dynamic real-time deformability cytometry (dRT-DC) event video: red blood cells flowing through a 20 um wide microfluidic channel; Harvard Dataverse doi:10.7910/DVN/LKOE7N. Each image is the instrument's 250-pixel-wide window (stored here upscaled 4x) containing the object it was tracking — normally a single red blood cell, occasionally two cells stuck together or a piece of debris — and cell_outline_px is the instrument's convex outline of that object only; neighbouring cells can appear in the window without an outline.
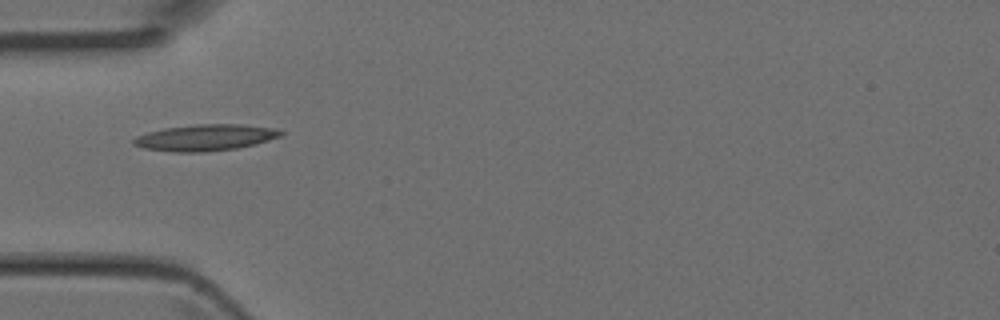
{"species": "Egyptian fruit bat (a non-hibernating species)", "species_latin": "Rousettus aegyptiacus", "temperature_condition": "room temperature", "stored_images_in_passage": 5, "camera_frame_rate_fps": 3000, "um_per_image_px": 0.085, "animal": {"sex": "female"}, "frame": {"image": 1, "passage_image": 5, "time_ms": 1.333, "image_size_px": [1000, 320], "cell_outline_px": [[284, 132], [280, 136], [256, 144], [236, 148], [204, 152], [176, 152], [144, 148], [132, 144], [132, 140], [136, 136], [148, 132], [164, 128], [196, 124], [240, 124], [276, 128]], "centroid_in_image_um": [17.45, 11.69], "position_along_channel_um": 67.6, "area_um2": 22.54}}